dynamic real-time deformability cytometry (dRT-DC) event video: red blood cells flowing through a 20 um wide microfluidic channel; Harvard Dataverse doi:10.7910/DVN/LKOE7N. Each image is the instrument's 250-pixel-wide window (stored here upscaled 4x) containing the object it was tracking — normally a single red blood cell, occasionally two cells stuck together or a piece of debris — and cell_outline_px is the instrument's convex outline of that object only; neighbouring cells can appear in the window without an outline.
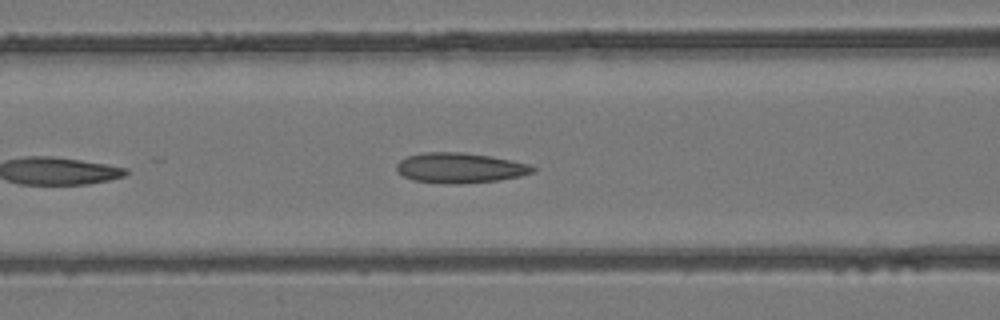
{"species": "common noctule bat (a hibernating species)", "species_latin": "Nyctalus noctula", "temperature_condition": "room temperature", "stored_images_in_passage": 22, "camera_frame_rate_fps": 3000, "um_per_image_px": 0.085, "animal": {"sex": "female", "body_mass_g": 24.6, "forearm_length_mm": 56.2}, "frame": {"image": 1, "passage_image": 7, "time_ms": 2.0, "image_size_px": [1000, 320], "cell_outline_px": [[536, 172], [520, 176], [500, 180], [460, 184], [456, 184], [412, 180], [404, 176], [396, 168], [396, 164], [400, 160], [408, 156], [424, 152], [464, 152], [492, 156], [512, 160], [528, 164], [536, 168]], "centroid_in_image_um": [39.14, 14.26], "position_along_channel_um": 127.5, "area_um2": 23.99}}
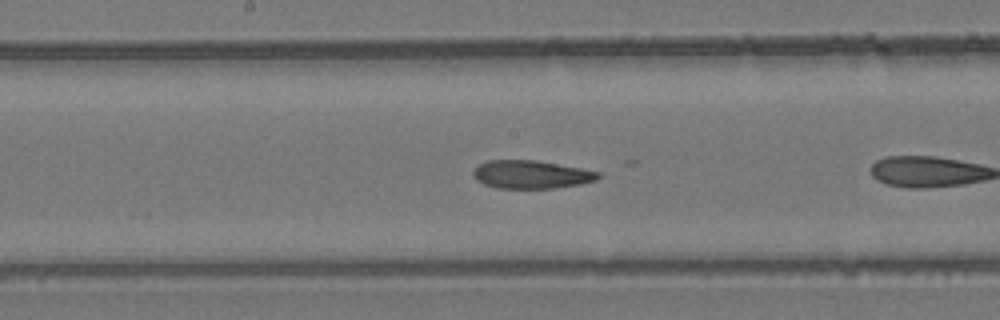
{"frame": {"image": 2, "passage_image": 10, "time_ms": 3.0, "image_size_px": [1000, 320], "cell_outline_px": [[600, 176], [596, 180], [580, 184], [556, 188], [496, 188], [484, 184], [476, 180], [472, 176], [472, 172], [480, 164], [488, 160], [536, 160], [580, 168], [600, 172]], "centroid_in_image_um": [45.13, 14.83], "position_along_channel_um": 203.1, "area_um2": 20.46}}
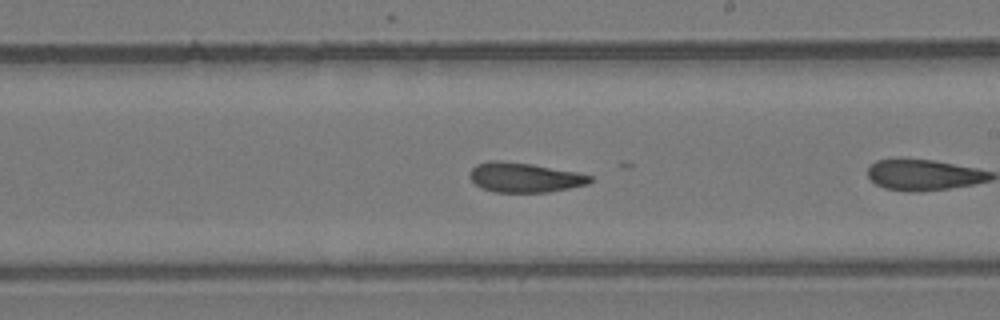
{"frame": {"image": 3, "passage_image": 13, "time_ms": 4.0, "image_size_px": [1000, 320], "cell_outline_px": [[592, 180], [588, 184], [548, 192], [496, 192], [484, 188], [476, 184], [468, 176], [468, 172], [476, 164], [492, 160], [500, 160], [532, 164], [576, 172], [592, 176]], "centroid_in_image_um": [44.56, 15.07], "position_along_channel_um": 244.4, "area_um2": 20.69}}